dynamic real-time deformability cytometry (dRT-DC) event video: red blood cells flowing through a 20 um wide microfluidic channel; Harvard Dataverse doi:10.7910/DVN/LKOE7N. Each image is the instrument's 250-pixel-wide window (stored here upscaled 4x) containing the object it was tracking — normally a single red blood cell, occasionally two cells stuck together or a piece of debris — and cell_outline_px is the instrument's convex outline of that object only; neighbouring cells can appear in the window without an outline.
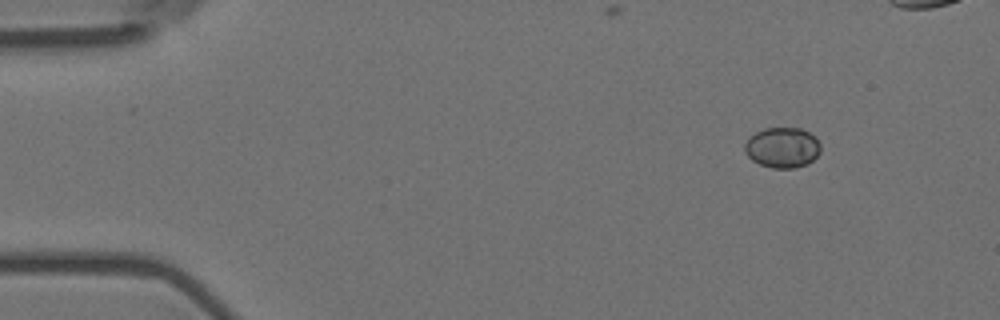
{"species": "Egyptian fruit bat (a non-hibernating species)", "species_latin": "Rousettus aegyptiacus", "temperature_condition": "room temperature", "stored_images_in_passage": 5, "camera_frame_rate_fps": 3000, "um_per_image_px": 0.085, "animal": {"sex": "female"}, "frame": {"image": 1, "passage_image": 1, "time_ms": 0.0, "image_size_px": [1000, 320], "cell_outline_px": [[820, 152], [812, 160], [796, 168], [772, 168], [760, 164], [752, 160], [744, 152], [744, 144], [748, 136], [764, 128], [800, 128], [816, 136], [820, 144]], "centroid_in_image_um": [66.47, 12.53], "position_along_channel_um": 18.5, "area_um2": 17.98}}